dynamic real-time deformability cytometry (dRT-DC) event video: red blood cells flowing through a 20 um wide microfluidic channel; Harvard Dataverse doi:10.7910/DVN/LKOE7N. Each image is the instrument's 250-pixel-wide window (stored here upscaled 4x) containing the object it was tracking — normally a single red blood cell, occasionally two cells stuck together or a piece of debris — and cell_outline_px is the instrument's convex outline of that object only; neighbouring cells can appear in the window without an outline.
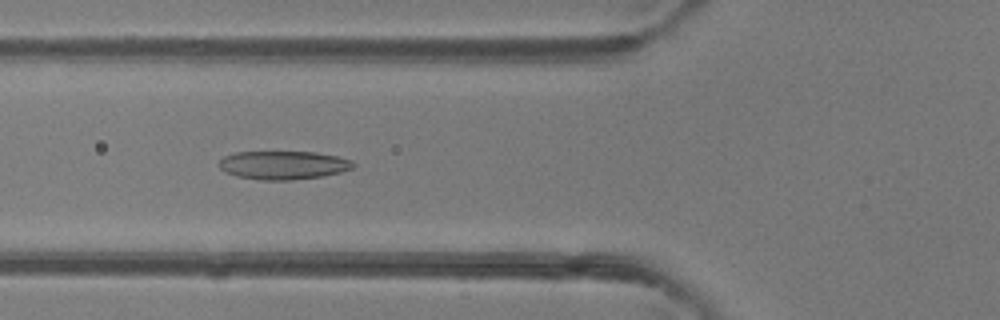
{"species": "common noctule bat (a hibernating species)", "species_latin": "Nyctalus noctula", "temperature_condition": "room temperature", "stored_images_in_passage": 50, "camera_frame_rate_fps": 3000, "um_per_image_px": 0.085, "animal": {"sex": "female"}, "frame": {"image": 1, "passage_image": 19, "time_ms": 6.0, "image_size_px": [1000, 320], "cell_outline_px": [[356, 164], [352, 168], [340, 172], [324, 176], [292, 180], [260, 180], [236, 176], [224, 172], [220, 168], [220, 160], [224, 156], [236, 152], [316, 152], [336, 156], [352, 160]], "centroid_in_image_um": [24.08, 14.04], "position_along_channel_um": 101.7, "area_um2": 22.31}}
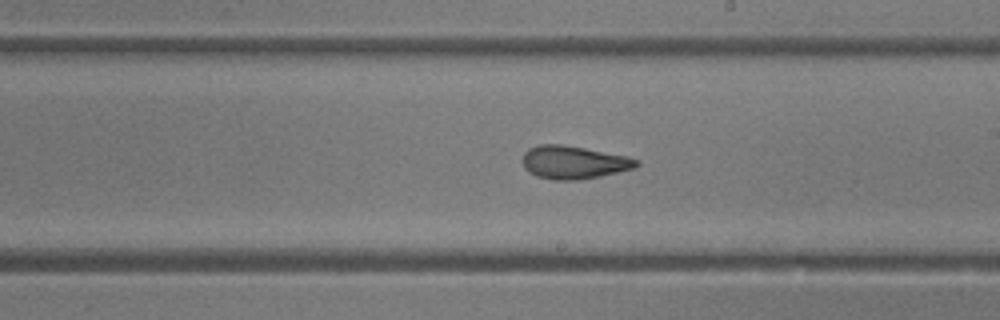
{"frame": {"image": 2, "passage_image": 29, "time_ms": 9.333, "image_size_px": [1000, 320], "cell_outline_px": [[640, 164], [636, 168], [600, 176], [580, 180], [556, 180], [536, 176], [528, 172], [524, 168], [524, 152], [528, 148], [540, 144], [560, 144], [584, 148], [628, 156], [640, 160]], "centroid_in_image_um": [48.79, 13.8], "position_along_channel_um": 240.2, "area_um2": 22.02}}
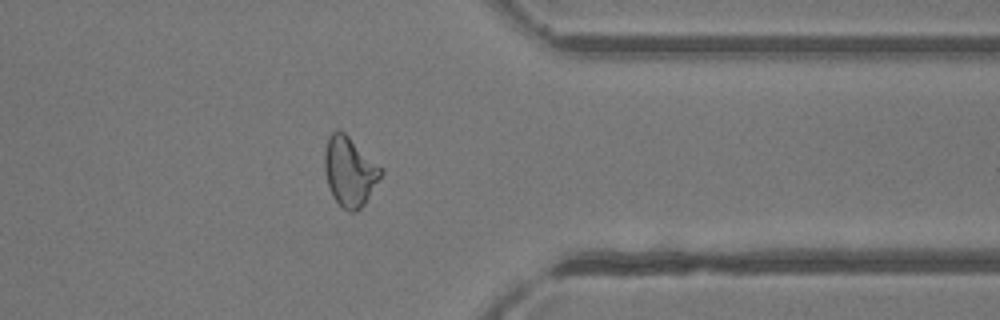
{"frame": {"image": 3, "passage_image": 40, "time_ms": 13.0, "image_size_px": [1000, 320], "cell_outline_px": [[384, 172], [364, 204], [356, 212], [348, 212], [332, 196], [324, 172], [324, 152], [328, 136], [336, 128], [344, 132], [384, 168]], "centroid_in_image_um": [29.73, 14.55], "position_along_channel_um": 381.7, "area_um2": 23.0}, "authors_computed_cell_mechanics": {"area_um2": 23.0044, "velocity_mm_per_s": 4.1448, "shape_relaxation_time_tau1_ms": null, "shape_relaxation_time_tau2_ms": 2.6066, "deformation_change_tau1": null, "deformation_change_tau2": 0.106}}